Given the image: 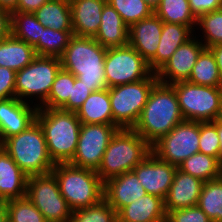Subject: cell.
<instances>
[{"instance_id":"1","label":"cell","mask_w":222,"mask_h":222,"mask_svg":"<svg viewBox=\"0 0 222 222\" xmlns=\"http://www.w3.org/2000/svg\"><path fill=\"white\" fill-rule=\"evenodd\" d=\"M184 120L175 89L158 81L132 129L152 146Z\"/></svg>"},{"instance_id":"2","label":"cell","mask_w":222,"mask_h":222,"mask_svg":"<svg viewBox=\"0 0 222 222\" xmlns=\"http://www.w3.org/2000/svg\"><path fill=\"white\" fill-rule=\"evenodd\" d=\"M106 52L93 37L74 35L60 57L61 67L91 87V92L108 89L104 68Z\"/></svg>"},{"instance_id":"3","label":"cell","mask_w":222,"mask_h":222,"mask_svg":"<svg viewBox=\"0 0 222 222\" xmlns=\"http://www.w3.org/2000/svg\"><path fill=\"white\" fill-rule=\"evenodd\" d=\"M36 121L42 127L53 163H69L76 152L82 124L76 112L38 108Z\"/></svg>"},{"instance_id":"4","label":"cell","mask_w":222,"mask_h":222,"mask_svg":"<svg viewBox=\"0 0 222 222\" xmlns=\"http://www.w3.org/2000/svg\"><path fill=\"white\" fill-rule=\"evenodd\" d=\"M151 153L152 146L135 130L120 128L112 136L96 172L104 183L132 171Z\"/></svg>"},{"instance_id":"5","label":"cell","mask_w":222,"mask_h":222,"mask_svg":"<svg viewBox=\"0 0 222 222\" xmlns=\"http://www.w3.org/2000/svg\"><path fill=\"white\" fill-rule=\"evenodd\" d=\"M0 146L27 176L51 173L55 166L49 157L42 127L37 121L21 133L6 138Z\"/></svg>"},{"instance_id":"6","label":"cell","mask_w":222,"mask_h":222,"mask_svg":"<svg viewBox=\"0 0 222 222\" xmlns=\"http://www.w3.org/2000/svg\"><path fill=\"white\" fill-rule=\"evenodd\" d=\"M51 173L56 177L59 191L72 211L89 207L103 199L104 183L96 171L70 163H58Z\"/></svg>"},{"instance_id":"7","label":"cell","mask_w":222,"mask_h":222,"mask_svg":"<svg viewBox=\"0 0 222 222\" xmlns=\"http://www.w3.org/2000/svg\"><path fill=\"white\" fill-rule=\"evenodd\" d=\"M61 68L60 58L37 55L29 65L17 71L15 98L39 107L48 98Z\"/></svg>"},{"instance_id":"8","label":"cell","mask_w":222,"mask_h":222,"mask_svg":"<svg viewBox=\"0 0 222 222\" xmlns=\"http://www.w3.org/2000/svg\"><path fill=\"white\" fill-rule=\"evenodd\" d=\"M157 82L152 72L146 79L109 88L113 124L119 129H132Z\"/></svg>"},{"instance_id":"9","label":"cell","mask_w":222,"mask_h":222,"mask_svg":"<svg viewBox=\"0 0 222 222\" xmlns=\"http://www.w3.org/2000/svg\"><path fill=\"white\" fill-rule=\"evenodd\" d=\"M185 120L213 122L222 105V87L203 86L189 81L171 84Z\"/></svg>"},{"instance_id":"10","label":"cell","mask_w":222,"mask_h":222,"mask_svg":"<svg viewBox=\"0 0 222 222\" xmlns=\"http://www.w3.org/2000/svg\"><path fill=\"white\" fill-rule=\"evenodd\" d=\"M26 197L47 222H69L72 210L61 195L52 173L28 176Z\"/></svg>"},{"instance_id":"11","label":"cell","mask_w":222,"mask_h":222,"mask_svg":"<svg viewBox=\"0 0 222 222\" xmlns=\"http://www.w3.org/2000/svg\"><path fill=\"white\" fill-rule=\"evenodd\" d=\"M200 122L184 120L152 145L160 160L179 166L199 152Z\"/></svg>"},{"instance_id":"12","label":"cell","mask_w":222,"mask_h":222,"mask_svg":"<svg viewBox=\"0 0 222 222\" xmlns=\"http://www.w3.org/2000/svg\"><path fill=\"white\" fill-rule=\"evenodd\" d=\"M104 68L108 88L146 79L152 73L148 62L129 44L107 49Z\"/></svg>"},{"instance_id":"13","label":"cell","mask_w":222,"mask_h":222,"mask_svg":"<svg viewBox=\"0 0 222 222\" xmlns=\"http://www.w3.org/2000/svg\"><path fill=\"white\" fill-rule=\"evenodd\" d=\"M118 129L114 124H81L77 149L69 163L97 171L103 154Z\"/></svg>"},{"instance_id":"14","label":"cell","mask_w":222,"mask_h":222,"mask_svg":"<svg viewBox=\"0 0 222 222\" xmlns=\"http://www.w3.org/2000/svg\"><path fill=\"white\" fill-rule=\"evenodd\" d=\"M177 166L160 160L154 153L149 154L132 170L146 193L165 200Z\"/></svg>"},{"instance_id":"15","label":"cell","mask_w":222,"mask_h":222,"mask_svg":"<svg viewBox=\"0 0 222 222\" xmlns=\"http://www.w3.org/2000/svg\"><path fill=\"white\" fill-rule=\"evenodd\" d=\"M204 48L203 43L194 34L177 48L170 59L156 73L158 81L165 84L187 81Z\"/></svg>"},{"instance_id":"16","label":"cell","mask_w":222,"mask_h":222,"mask_svg":"<svg viewBox=\"0 0 222 222\" xmlns=\"http://www.w3.org/2000/svg\"><path fill=\"white\" fill-rule=\"evenodd\" d=\"M38 107L13 97L0 100V144L36 121Z\"/></svg>"},{"instance_id":"17","label":"cell","mask_w":222,"mask_h":222,"mask_svg":"<svg viewBox=\"0 0 222 222\" xmlns=\"http://www.w3.org/2000/svg\"><path fill=\"white\" fill-rule=\"evenodd\" d=\"M162 28L163 21L153 13L129 27L128 44L149 62L156 55Z\"/></svg>"},{"instance_id":"18","label":"cell","mask_w":222,"mask_h":222,"mask_svg":"<svg viewBox=\"0 0 222 222\" xmlns=\"http://www.w3.org/2000/svg\"><path fill=\"white\" fill-rule=\"evenodd\" d=\"M146 194L133 171L125 172L104 182L103 198L116 212Z\"/></svg>"},{"instance_id":"19","label":"cell","mask_w":222,"mask_h":222,"mask_svg":"<svg viewBox=\"0 0 222 222\" xmlns=\"http://www.w3.org/2000/svg\"><path fill=\"white\" fill-rule=\"evenodd\" d=\"M203 184L204 182L199 178L184 173L177 168L164 200L165 212L196 206Z\"/></svg>"},{"instance_id":"20","label":"cell","mask_w":222,"mask_h":222,"mask_svg":"<svg viewBox=\"0 0 222 222\" xmlns=\"http://www.w3.org/2000/svg\"><path fill=\"white\" fill-rule=\"evenodd\" d=\"M107 0H72L70 3L73 34L95 37L101 23L102 9Z\"/></svg>"},{"instance_id":"21","label":"cell","mask_w":222,"mask_h":222,"mask_svg":"<svg viewBox=\"0 0 222 222\" xmlns=\"http://www.w3.org/2000/svg\"><path fill=\"white\" fill-rule=\"evenodd\" d=\"M194 35V31L186 25L163 22V28L156 55L148 62L153 73H157L170 59L179 46Z\"/></svg>"},{"instance_id":"22","label":"cell","mask_w":222,"mask_h":222,"mask_svg":"<svg viewBox=\"0 0 222 222\" xmlns=\"http://www.w3.org/2000/svg\"><path fill=\"white\" fill-rule=\"evenodd\" d=\"M164 200L146 194L117 212V222H165Z\"/></svg>"},{"instance_id":"23","label":"cell","mask_w":222,"mask_h":222,"mask_svg":"<svg viewBox=\"0 0 222 222\" xmlns=\"http://www.w3.org/2000/svg\"><path fill=\"white\" fill-rule=\"evenodd\" d=\"M28 176L0 146V199L3 202L26 196Z\"/></svg>"},{"instance_id":"24","label":"cell","mask_w":222,"mask_h":222,"mask_svg":"<svg viewBox=\"0 0 222 222\" xmlns=\"http://www.w3.org/2000/svg\"><path fill=\"white\" fill-rule=\"evenodd\" d=\"M129 27L120 14L108 3L102 9L101 23L94 39L104 48H116L128 45Z\"/></svg>"},{"instance_id":"25","label":"cell","mask_w":222,"mask_h":222,"mask_svg":"<svg viewBox=\"0 0 222 222\" xmlns=\"http://www.w3.org/2000/svg\"><path fill=\"white\" fill-rule=\"evenodd\" d=\"M76 114L82 124H113L109 88L92 92Z\"/></svg>"},{"instance_id":"26","label":"cell","mask_w":222,"mask_h":222,"mask_svg":"<svg viewBox=\"0 0 222 222\" xmlns=\"http://www.w3.org/2000/svg\"><path fill=\"white\" fill-rule=\"evenodd\" d=\"M34 47L14 36L0 41V66L20 71L36 57Z\"/></svg>"},{"instance_id":"27","label":"cell","mask_w":222,"mask_h":222,"mask_svg":"<svg viewBox=\"0 0 222 222\" xmlns=\"http://www.w3.org/2000/svg\"><path fill=\"white\" fill-rule=\"evenodd\" d=\"M38 22L57 31H73L70 3L49 0L34 12Z\"/></svg>"},{"instance_id":"28","label":"cell","mask_w":222,"mask_h":222,"mask_svg":"<svg viewBox=\"0 0 222 222\" xmlns=\"http://www.w3.org/2000/svg\"><path fill=\"white\" fill-rule=\"evenodd\" d=\"M154 14L165 23L186 25L195 32L197 18L191 12L188 0H160Z\"/></svg>"},{"instance_id":"29","label":"cell","mask_w":222,"mask_h":222,"mask_svg":"<svg viewBox=\"0 0 222 222\" xmlns=\"http://www.w3.org/2000/svg\"><path fill=\"white\" fill-rule=\"evenodd\" d=\"M184 173L207 182L222 176L218 159L204 153H195L177 167Z\"/></svg>"},{"instance_id":"30","label":"cell","mask_w":222,"mask_h":222,"mask_svg":"<svg viewBox=\"0 0 222 222\" xmlns=\"http://www.w3.org/2000/svg\"><path fill=\"white\" fill-rule=\"evenodd\" d=\"M187 81L197 85L222 87L219 69L209 48L205 47L201 51Z\"/></svg>"},{"instance_id":"31","label":"cell","mask_w":222,"mask_h":222,"mask_svg":"<svg viewBox=\"0 0 222 222\" xmlns=\"http://www.w3.org/2000/svg\"><path fill=\"white\" fill-rule=\"evenodd\" d=\"M34 13L14 11L11 15V35L31 46L38 43L44 30Z\"/></svg>"},{"instance_id":"32","label":"cell","mask_w":222,"mask_h":222,"mask_svg":"<svg viewBox=\"0 0 222 222\" xmlns=\"http://www.w3.org/2000/svg\"><path fill=\"white\" fill-rule=\"evenodd\" d=\"M197 205L212 222H222V176L204 182Z\"/></svg>"},{"instance_id":"33","label":"cell","mask_w":222,"mask_h":222,"mask_svg":"<svg viewBox=\"0 0 222 222\" xmlns=\"http://www.w3.org/2000/svg\"><path fill=\"white\" fill-rule=\"evenodd\" d=\"M73 36V31H57L45 27L38 43L34 46L35 53L38 56L60 58Z\"/></svg>"},{"instance_id":"34","label":"cell","mask_w":222,"mask_h":222,"mask_svg":"<svg viewBox=\"0 0 222 222\" xmlns=\"http://www.w3.org/2000/svg\"><path fill=\"white\" fill-rule=\"evenodd\" d=\"M196 29L198 32L200 30L203 35L198 33L197 36L196 31L194 34L198 38L202 36L199 39L206 48L222 44V8L199 16Z\"/></svg>"},{"instance_id":"35","label":"cell","mask_w":222,"mask_h":222,"mask_svg":"<svg viewBox=\"0 0 222 222\" xmlns=\"http://www.w3.org/2000/svg\"><path fill=\"white\" fill-rule=\"evenodd\" d=\"M75 76L64 69H60L53 82L48 98L38 108L61 109L71 95Z\"/></svg>"},{"instance_id":"36","label":"cell","mask_w":222,"mask_h":222,"mask_svg":"<svg viewBox=\"0 0 222 222\" xmlns=\"http://www.w3.org/2000/svg\"><path fill=\"white\" fill-rule=\"evenodd\" d=\"M107 3L120 14L128 27L154 13L144 0H107Z\"/></svg>"},{"instance_id":"37","label":"cell","mask_w":222,"mask_h":222,"mask_svg":"<svg viewBox=\"0 0 222 222\" xmlns=\"http://www.w3.org/2000/svg\"><path fill=\"white\" fill-rule=\"evenodd\" d=\"M8 222H47L43 214L25 196L5 202Z\"/></svg>"},{"instance_id":"38","label":"cell","mask_w":222,"mask_h":222,"mask_svg":"<svg viewBox=\"0 0 222 222\" xmlns=\"http://www.w3.org/2000/svg\"><path fill=\"white\" fill-rule=\"evenodd\" d=\"M69 222H117V212L103 198L94 205L72 211Z\"/></svg>"},{"instance_id":"39","label":"cell","mask_w":222,"mask_h":222,"mask_svg":"<svg viewBox=\"0 0 222 222\" xmlns=\"http://www.w3.org/2000/svg\"><path fill=\"white\" fill-rule=\"evenodd\" d=\"M220 141L217 125L213 122H200L199 152L218 159Z\"/></svg>"},{"instance_id":"40","label":"cell","mask_w":222,"mask_h":222,"mask_svg":"<svg viewBox=\"0 0 222 222\" xmlns=\"http://www.w3.org/2000/svg\"><path fill=\"white\" fill-rule=\"evenodd\" d=\"M165 222H212L198 205L166 213Z\"/></svg>"},{"instance_id":"41","label":"cell","mask_w":222,"mask_h":222,"mask_svg":"<svg viewBox=\"0 0 222 222\" xmlns=\"http://www.w3.org/2000/svg\"><path fill=\"white\" fill-rule=\"evenodd\" d=\"M91 87L86 86L75 76V83L72 86L68 102L61 108L64 111L76 112L91 94Z\"/></svg>"},{"instance_id":"42","label":"cell","mask_w":222,"mask_h":222,"mask_svg":"<svg viewBox=\"0 0 222 222\" xmlns=\"http://www.w3.org/2000/svg\"><path fill=\"white\" fill-rule=\"evenodd\" d=\"M16 71L0 66V100L15 97Z\"/></svg>"},{"instance_id":"43","label":"cell","mask_w":222,"mask_h":222,"mask_svg":"<svg viewBox=\"0 0 222 222\" xmlns=\"http://www.w3.org/2000/svg\"><path fill=\"white\" fill-rule=\"evenodd\" d=\"M191 12L196 18L222 8V0H188Z\"/></svg>"},{"instance_id":"44","label":"cell","mask_w":222,"mask_h":222,"mask_svg":"<svg viewBox=\"0 0 222 222\" xmlns=\"http://www.w3.org/2000/svg\"><path fill=\"white\" fill-rule=\"evenodd\" d=\"M12 13L0 8V41L11 35Z\"/></svg>"},{"instance_id":"45","label":"cell","mask_w":222,"mask_h":222,"mask_svg":"<svg viewBox=\"0 0 222 222\" xmlns=\"http://www.w3.org/2000/svg\"><path fill=\"white\" fill-rule=\"evenodd\" d=\"M49 0H18L15 11L34 13Z\"/></svg>"},{"instance_id":"46","label":"cell","mask_w":222,"mask_h":222,"mask_svg":"<svg viewBox=\"0 0 222 222\" xmlns=\"http://www.w3.org/2000/svg\"><path fill=\"white\" fill-rule=\"evenodd\" d=\"M208 48L211 50L212 54L214 55L215 61L219 69L221 85H222V44L214 45Z\"/></svg>"},{"instance_id":"47","label":"cell","mask_w":222,"mask_h":222,"mask_svg":"<svg viewBox=\"0 0 222 222\" xmlns=\"http://www.w3.org/2000/svg\"><path fill=\"white\" fill-rule=\"evenodd\" d=\"M18 0H0V8L9 12H14L17 9Z\"/></svg>"},{"instance_id":"48","label":"cell","mask_w":222,"mask_h":222,"mask_svg":"<svg viewBox=\"0 0 222 222\" xmlns=\"http://www.w3.org/2000/svg\"><path fill=\"white\" fill-rule=\"evenodd\" d=\"M217 133H218V137H219V141H220V151L218 154V163H219V166L222 170V126L221 125H217Z\"/></svg>"},{"instance_id":"49","label":"cell","mask_w":222,"mask_h":222,"mask_svg":"<svg viewBox=\"0 0 222 222\" xmlns=\"http://www.w3.org/2000/svg\"><path fill=\"white\" fill-rule=\"evenodd\" d=\"M0 222H8L5 202L0 206Z\"/></svg>"},{"instance_id":"50","label":"cell","mask_w":222,"mask_h":222,"mask_svg":"<svg viewBox=\"0 0 222 222\" xmlns=\"http://www.w3.org/2000/svg\"><path fill=\"white\" fill-rule=\"evenodd\" d=\"M214 123L216 125H221L222 126V105H221V108L218 111V114H217L216 119L214 120Z\"/></svg>"},{"instance_id":"51","label":"cell","mask_w":222,"mask_h":222,"mask_svg":"<svg viewBox=\"0 0 222 222\" xmlns=\"http://www.w3.org/2000/svg\"><path fill=\"white\" fill-rule=\"evenodd\" d=\"M153 10L159 5L160 0H144Z\"/></svg>"},{"instance_id":"52","label":"cell","mask_w":222,"mask_h":222,"mask_svg":"<svg viewBox=\"0 0 222 222\" xmlns=\"http://www.w3.org/2000/svg\"><path fill=\"white\" fill-rule=\"evenodd\" d=\"M60 1H65V2L71 3L72 0H60Z\"/></svg>"},{"instance_id":"53","label":"cell","mask_w":222,"mask_h":222,"mask_svg":"<svg viewBox=\"0 0 222 222\" xmlns=\"http://www.w3.org/2000/svg\"><path fill=\"white\" fill-rule=\"evenodd\" d=\"M4 202L0 199V206L3 204Z\"/></svg>"}]
</instances>
